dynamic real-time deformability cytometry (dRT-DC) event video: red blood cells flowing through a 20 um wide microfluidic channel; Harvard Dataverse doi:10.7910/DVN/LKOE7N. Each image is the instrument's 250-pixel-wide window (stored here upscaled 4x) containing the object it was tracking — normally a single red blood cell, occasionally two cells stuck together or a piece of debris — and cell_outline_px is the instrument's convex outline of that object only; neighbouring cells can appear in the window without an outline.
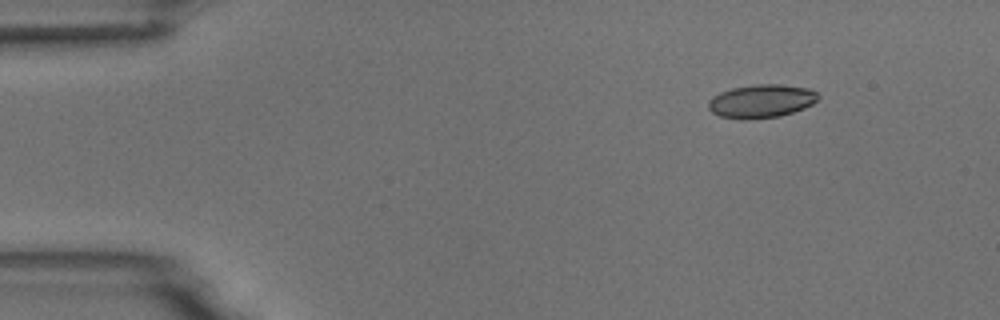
{"species": "common noctule bat (a hibernating species)", "species_latin": "Nyctalus noctula", "temperature_condition": "room temperature", "stored_images_in_passage": 2, "camera_frame_rate_fps": 3000, "um_per_image_px": 0.085, "animal": {"sex": "male", "body_mass_g": 18.8}, "frame": {"image": 1, "passage_image": 1, "time_ms": 0.0, "image_size_px": [1000, 320], "cell_outline_px": [[820, 100], [804, 108], [780, 116], [720, 116], [712, 112], [708, 108], [708, 100], [712, 96], [720, 92], [732, 88], [752, 84], [780, 84], [808, 88], [816, 92], [820, 96]], "centroid_in_image_um": [64.76, 8.53], "position_along_channel_um": 20.2, "area_um2": 20.69}}